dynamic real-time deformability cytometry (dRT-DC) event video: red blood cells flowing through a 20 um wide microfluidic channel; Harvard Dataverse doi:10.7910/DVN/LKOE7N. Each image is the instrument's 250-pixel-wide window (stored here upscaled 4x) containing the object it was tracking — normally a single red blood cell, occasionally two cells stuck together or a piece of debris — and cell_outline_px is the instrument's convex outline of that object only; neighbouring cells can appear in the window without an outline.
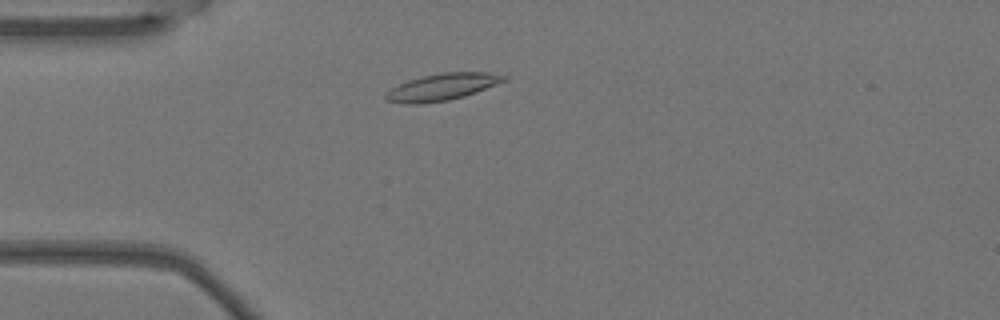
{"species": "Egyptian fruit bat (a non-hibernating species)", "species_latin": "Rousettus aegyptiacus", "temperature_condition": "warm", "stored_images_in_passage": 3, "camera_frame_rate_fps": 3000, "um_per_image_px": 0.085, "animal": {"sex": "female"}, "frame": {"image": 1, "passage_image": 3, "time_ms": 0.667, "image_size_px": [1000, 320], "cell_outline_px": [[508, 80], [464, 96], [448, 100], [420, 104], [404, 104], [384, 100], [384, 96], [392, 88], [408, 80], [424, 76], [444, 72], [492, 72], [508, 76]], "centroid_in_image_um": [37.61, 7.39], "position_along_channel_um": 47.4, "area_um2": 18.44}}